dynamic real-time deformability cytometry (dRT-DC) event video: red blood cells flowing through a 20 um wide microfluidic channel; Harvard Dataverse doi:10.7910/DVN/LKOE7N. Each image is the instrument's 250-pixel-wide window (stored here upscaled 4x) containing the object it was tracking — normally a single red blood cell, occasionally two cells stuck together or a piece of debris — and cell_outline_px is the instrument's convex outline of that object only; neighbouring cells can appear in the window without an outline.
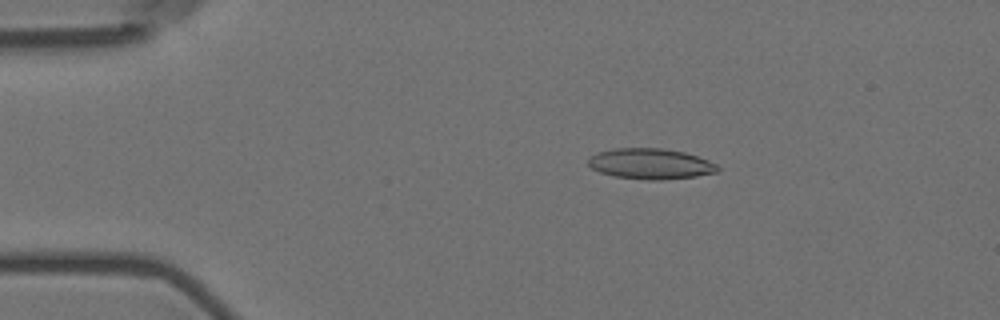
{"species": "Egyptian fruit bat (a non-hibernating species)", "species_latin": "Rousettus aegyptiacus", "temperature_condition": "room temperature", "stored_images_in_passage": 53, "camera_frame_rate_fps": 3000, "um_per_image_px": 0.085, "animal": {"sex": "female"}, "frame": {"image": 1, "passage_image": 7, "time_ms": 2.0, "image_size_px": [1000, 320], "cell_outline_px": [[720, 172], [696, 176], [660, 180], [648, 180], [612, 176], [600, 172], [592, 168], [588, 164], [588, 160], [596, 152], [616, 148], [660, 148], [684, 152], [708, 160], [716, 164], [720, 168]], "centroid_in_image_um": [55.3, 13.93], "position_along_channel_um": 29.7, "area_um2": 23.12}}
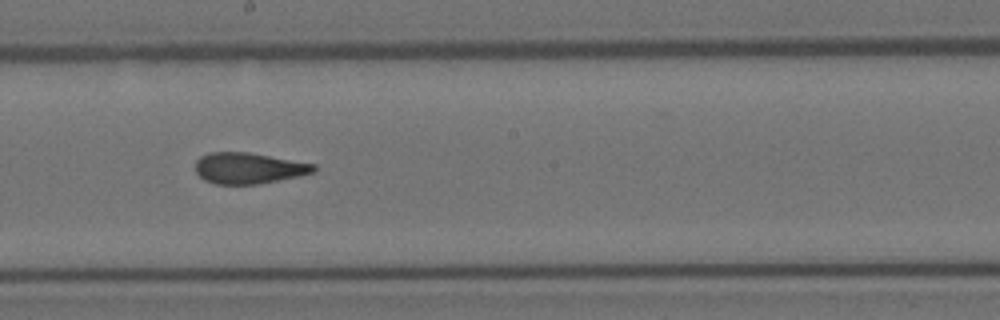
{"frame": {"image": 2, "passage_image": 28, "time_ms": 9.0, "image_size_px": [1000, 320], "cell_outline_px": [[316, 172], [260, 184], [216, 184], [204, 180], [196, 172], [196, 160], [200, 156], [208, 152], [248, 152], [316, 164]], "centroid_in_image_um": [21.13, 14.29], "position_along_channel_um": 227.1, "area_um2": 21.44}}
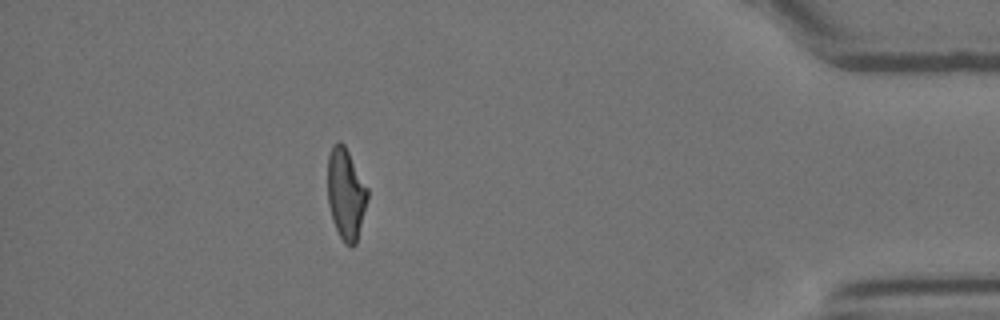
{"frame": {"image": 3, "passage_image": 47, "time_ms": 15.333, "image_size_px": [1000, 320], "cell_outline_px": [[368, 200], [356, 244], [352, 248], [344, 244], [332, 220], [328, 204], [328, 156], [332, 144], [336, 140], [340, 140], [344, 144], [368, 188]], "centroid_in_image_um": [29.4, 16.48], "position_along_channel_um": 405.8, "area_um2": 21.44}, "authors_computed_cell_mechanics": {"area_um2": 22.1374, "velocity_mm_per_s": 3.5944, "shape_relaxation_time_tau1_ms": 10.5121, "shape_relaxation_time_tau2_ms": 1.7054, "deformation_change_tau1": 0.2511, "deformation_change_tau2": 0.0843}}